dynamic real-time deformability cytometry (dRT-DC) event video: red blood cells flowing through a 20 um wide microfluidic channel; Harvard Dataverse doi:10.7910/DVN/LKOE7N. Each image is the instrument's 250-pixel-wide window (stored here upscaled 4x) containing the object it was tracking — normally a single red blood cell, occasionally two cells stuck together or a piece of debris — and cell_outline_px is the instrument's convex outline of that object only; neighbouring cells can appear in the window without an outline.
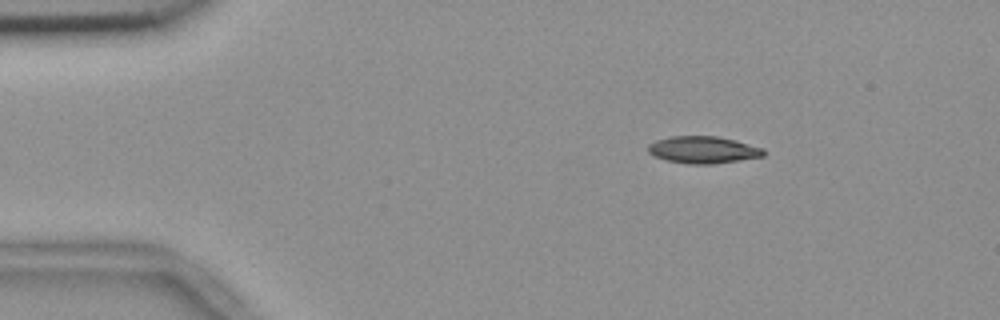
{"species": "common noctule bat (a hibernating species)", "species_latin": "Nyctalus noctula", "temperature_condition": "room temperature", "stored_images_in_passage": 4, "camera_frame_rate_fps": 3000, "um_per_image_px": 0.085, "animal": {"sex": "female", "body_mass_g": 18.4}, "frame": {"image": 1, "passage_image": 1, "time_ms": 0.0, "image_size_px": [1000, 320], "cell_outline_px": [[764, 156], [740, 160], [712, 164], [688, 164], [668, 160], [652, 156], [648, 152], [648, 144], [656, 140], [672, 136], [716, 136], [736, 140], [764, 148]], "centroid_in_image_um": [59.76, 12.73], "position_along_channel_um": 25.2, "area_um2": 18.26}}
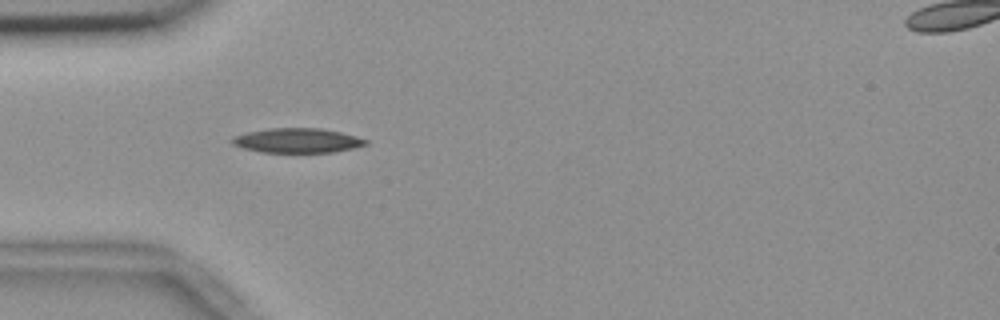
{"frame": {"image": 2, "passage_image": 3, "time_ms": 0.667, "image_size_px": [1000, 320], "cell_outline_px": [[368, 144], [352, 148], [332, 152], [264, 152], [244, 148], [232, 144], [232, 136], [244, 132], [268, 128], [320, 128], [340, 132], [368, 140]], "centroid_in_image_um": [25.23, 11.93], "position_along_channel_um": 59.8, "area_um2": 19.02}}